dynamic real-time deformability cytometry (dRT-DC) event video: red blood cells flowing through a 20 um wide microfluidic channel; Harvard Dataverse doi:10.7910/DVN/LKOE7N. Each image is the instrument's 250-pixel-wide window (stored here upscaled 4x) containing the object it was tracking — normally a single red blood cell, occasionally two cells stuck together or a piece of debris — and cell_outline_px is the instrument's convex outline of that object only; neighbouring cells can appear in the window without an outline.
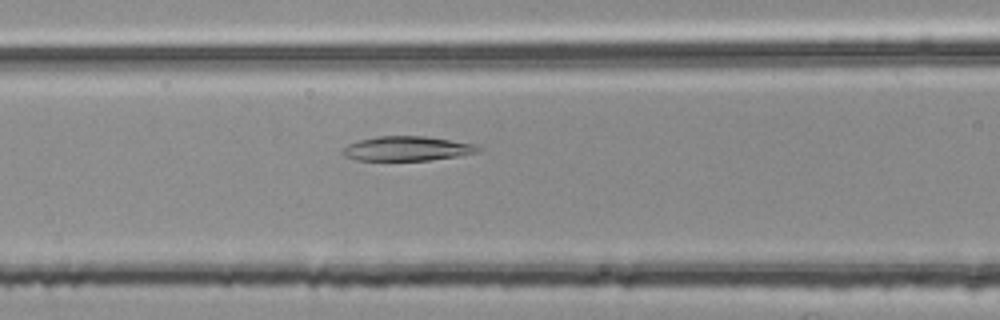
{"species": "common noctule bat (a hibernating species)", "species_latin": "Nyctalus noctula", "temperature_condition": "room temperature", "stored_images_in_passage": 39, "camera_frame_rate_fps": 3000, "um_per_image_px": 0.085, "animal": {"sex": "female", "body_mass_g": 25.1}, "frame": {"image": 1, "passage_image": 7, "time_ms": 2.0, "image_size_px": [1000, 320], "cell_outline_px": [[484, 148], [480, 152], [456, 156], [428, 160], [356, 160], [344, 156], [340, 152], [348, 144], [360, 140], [376, 136], [424, 136], [476, 144]], "centroid_in_image_um": [34.62, 12.62], "position_along_channel_um": 132.0, "area_um2": 19.36}}
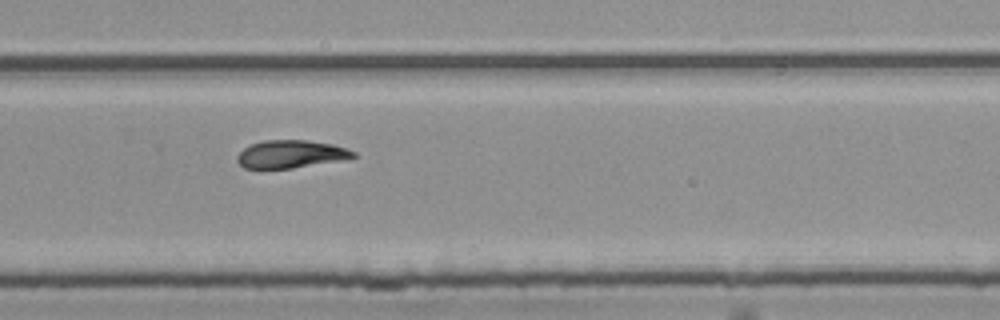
{"frame": {"image": 2, "passage_image": 21, "time_ms": 6.667, "image_size_px": [1000, 320], "cell_outline_px": [[356, 156], [348, 160], [292, 168], [244, 168], [236, 160], [236, 156], [244, 148], [252, 144], [264, 140], [308, 140], [332, 144], [356, 152]], "centroid_in_image_um": [24.76, 13.1], "position_along_channel_um": 305.0, "area_um2": 18.9}}
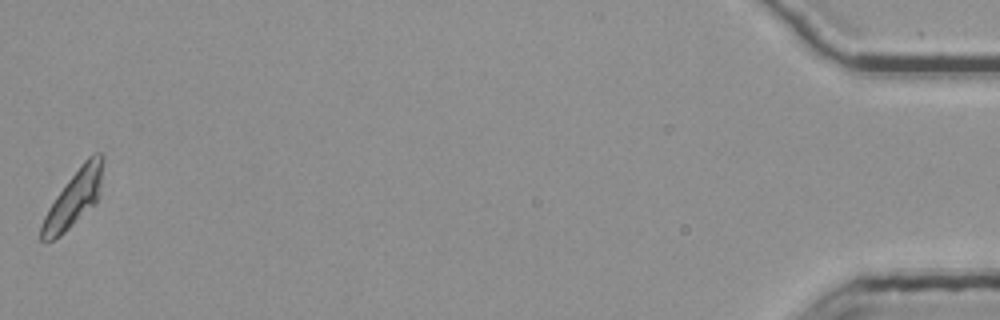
{"frame": {"image": 3, "passage_image": 39, "time_ms": 12.667, "image_size_px": [1000, 320], "cell_outline_px": [[104, 160], [100, 196], [96, 204], [60, 236], [44, 244], [40, 240], [40, 228], [44, 216], [48, 208], [56, 196], [80, 164], [92, 152], [104, 152]], "centroid_in_image_um": [6.31, 16.84], "position_along_channel_um": 428.9, "area_um2": 20.58}, "authors_computed_cell_mechanics": {"area_um2": 19.5364, "velocity_mm_per_s": 3.7253, "shape_relaxation_time_tau1_ms": null, "shape_relaxation_time_tau2_ms": 5.0832, "deformation_change_tau1": null, "deformation_change_tau2": 0.0979}}